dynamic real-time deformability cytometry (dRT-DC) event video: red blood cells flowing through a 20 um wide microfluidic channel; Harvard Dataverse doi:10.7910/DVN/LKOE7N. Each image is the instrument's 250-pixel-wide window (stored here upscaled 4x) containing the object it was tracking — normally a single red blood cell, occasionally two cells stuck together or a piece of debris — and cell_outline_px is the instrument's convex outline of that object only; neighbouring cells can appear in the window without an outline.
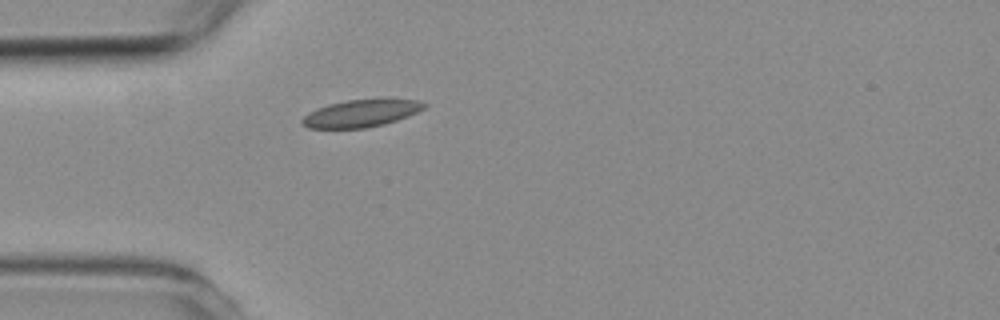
{"species": "common noctule bat (a hibernating species)", "species_latin": "Nyctalus noctula", "temperature_condition": "room temperature", "stored_images_in_passage": 3, "camera_frame_rate_fps": 3000, "um_per_image_px": 0.085, "animal": {"sex": "female", "body_mass_g": 19.3, "forearm_length_mm": 54.1}, "frame": {"image": 1, "passage_image": 3, "time_ms": 2.333, "image_size_px": [1000, 320], "cell_outline_px": [[428, 104], [424, 108], [408, 116], [384, 124], [364, 128], [308, 128], [300, 120], [308, 112], [316, 108], [328, 104], [348, 100], [416, 100]], "centroid_in_image_um": [30.64, 9.64], "position_along_channel_um": 54.4, "area_um2": 19.02}}